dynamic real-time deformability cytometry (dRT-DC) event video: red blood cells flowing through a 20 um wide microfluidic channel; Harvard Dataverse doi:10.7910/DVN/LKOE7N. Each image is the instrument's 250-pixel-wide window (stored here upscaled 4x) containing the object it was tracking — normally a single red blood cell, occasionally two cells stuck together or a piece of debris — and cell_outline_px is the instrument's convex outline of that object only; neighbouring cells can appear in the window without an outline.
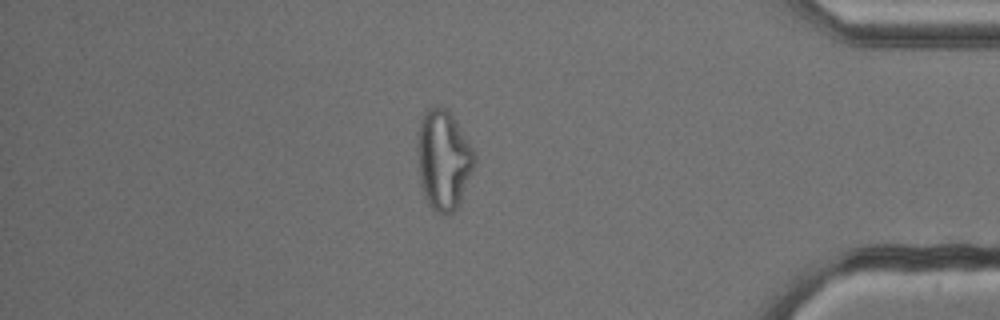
{"species": "common noctule bat (a hibernating species)", "species_latin": "Nyctalus noctula", "temperature_condition": "cold", "stored_images_in_passage": 54, "camera_frame_rate_fps": 3000, "um_per_image_px": 0.085, "animal": {"sex": "male", "body_mass_g": 13.3}, "frame": {"image": 1, "passage_image": 46, "time_ms": 15.0, "image_size_px": [1000, 320], "cell_outline_px": [[476, 164], [460, 200], [456, 208], [448, 216], [436, 212], [428, 204], [424, 196], [420, 184], [416, 152], [416, 132], [420, 120], [424, 112], [428, 108], [436, 104], [440, 104], [448, 108], [452, 112], [472, 148], [476, 156]], "centroid_in_image_um": [37.66, 13.52], "position_along_channel_um": 397.5, "area_um2": 34.1}}